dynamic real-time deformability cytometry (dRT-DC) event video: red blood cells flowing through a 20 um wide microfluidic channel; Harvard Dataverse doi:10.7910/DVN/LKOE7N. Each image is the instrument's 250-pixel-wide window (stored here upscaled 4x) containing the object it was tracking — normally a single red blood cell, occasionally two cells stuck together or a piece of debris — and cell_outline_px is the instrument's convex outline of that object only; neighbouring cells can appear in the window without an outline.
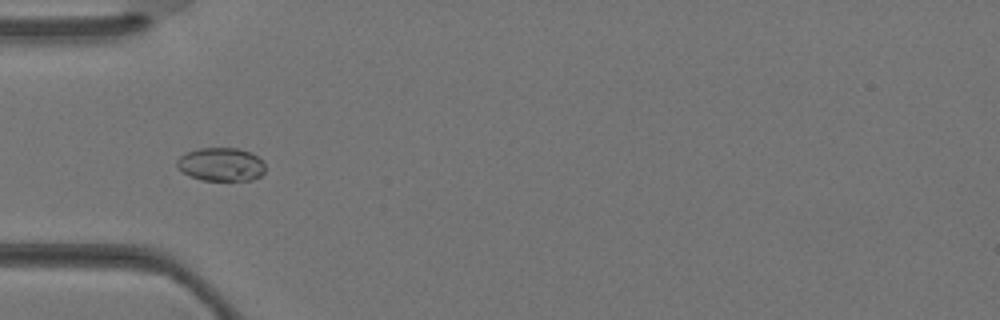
{"species": "Egyptian fruit bat (a non-hibernating species)", "species_latin": "Rousettus aegyptiacus", "temperature_condition": "warm", "stored_images_in_passage": 5, "camera_frame_rate_fps": 3000, "um_per_image_px": 0.085, "animal": {"sex": "female"}, "frame": {"image": 1, "passage_image": 4, "time_ms": 1.0, "image_size_px": [1000, 320], "cell_outline_px": [[264, 172], [260, 176], [252, 180], [200, 180], [176, 168], [176, 160], [180, 156], [188, 152], [200, 148], [236, 148], [252, 152], [264, 164]], "centroid_in_image_um": [18.78, 13.97], "position_along_channel_um": 66.2, "area_um2": 17.11}}
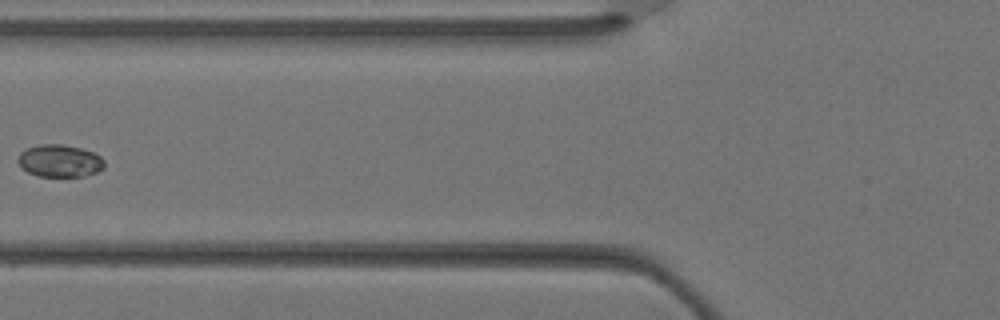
{"frame": {"image": 2, "passage_image": 5, "time_ms": 1.333, "image_size_px": [1000, 320], "cell_outline_px": [[104, 168], [96, 172], [84, 176], [40, 176], [28, 172], [20, 168], [16, 160], [20, 152], [28, 148], [40, 144], [60, 144], [80, 148], [92, 152], [100, 156], [104, 160]], "centroid_in_image_um": [5.04, 13.67], "position_along_channel_um": 120.8, "area_um2": 16.3}}